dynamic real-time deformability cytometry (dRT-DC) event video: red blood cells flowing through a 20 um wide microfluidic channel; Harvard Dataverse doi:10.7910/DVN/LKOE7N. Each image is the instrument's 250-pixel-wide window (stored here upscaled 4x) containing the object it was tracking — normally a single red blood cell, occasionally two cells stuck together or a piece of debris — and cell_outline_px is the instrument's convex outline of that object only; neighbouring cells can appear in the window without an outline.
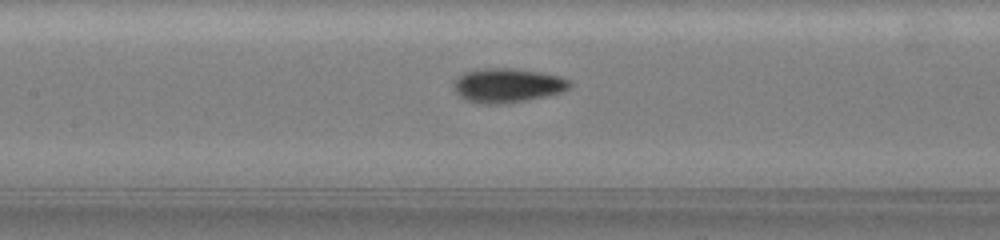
{"species": "common noctule bat (a hibernating species)", "species_latin": "Nyctalus noctula", "temperature_condition": "warm", "stored_images_in_passage": 23, "camera_frame_rate_fps": 3000, "um_per_image_px": 0.085, "animal": {"sex": "female", "body_mass_g": 19.5, "forearm_length_mm": 54.1}, "frame": {"image": 1, "passage_image": 10, "time_ms": 6.0, "image_size_px": [1000, 240], "cell_outline_px": [[572, 84], [564, 92], [504, 104], [484, 104], [468, 100], [460, 96], [456, 92], [452, 80], [464, 72], [480, 68], [512, 68], [540, 72], [560, 76], [568, 80]], "centroid_in_image_um": [43.11, 7.24], "position_along_channel_um": 164.3, "area_um2": 23.12}}
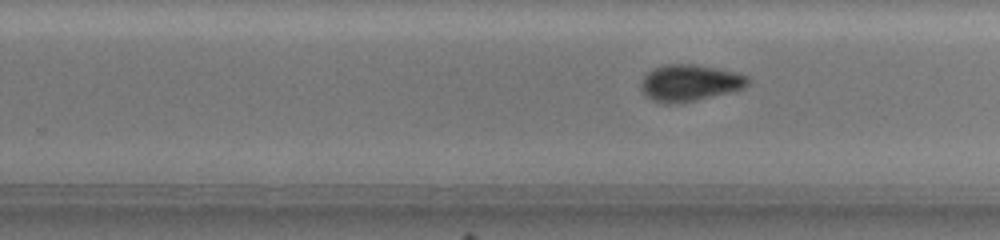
{"frame": {"image": 2, "passage_image": 15, "time_ms": 9.0, "image_size_px": [1000, 240], "cell_outline_px": [[748, 84], [744, 88], [680, 104], [664, 104], [652, 100], [644, 96], [640, 88], [640, 84], [644, 76], [648, 72], [656, 68], [668, 64], [692, 64], [736, 72], [748, 76]], "centroid_in_image_um": [58.58, 7.07], "position_along_channel_um": 271.2, "area_um2": 22.72}}
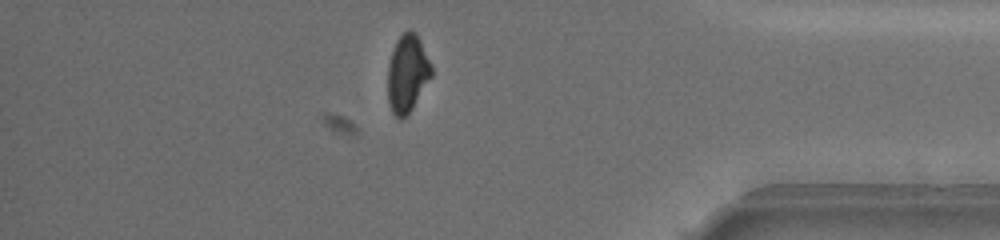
{"frame": {"image": 3, "passage_image": 21, "time_ms": 13.333, "image_size_px": [1000, 240], "cell_outline_px": [[432, 76], [412, 108], [400, 120], [392, 112], [388, 100], [388, 64], [396, 40], [408, 28], [416, 32], [432, 64]], "centroid_in_image_um": [34.63, 6.21], "position_along_channel_um": 400.6, "area_um2": 19.71}, "authors_computed_cell_mechanics": {"area_um2": 21.097, "velocity_mm_per_s": 3.5779, "shape_relaxation_time_tau1_ms": 2.8279, "shape_relaxation_time_tau2_ms": 2.2897, "deformation_change_tau1": 0.1271, "deformation_change_tau2": 0.0613}}